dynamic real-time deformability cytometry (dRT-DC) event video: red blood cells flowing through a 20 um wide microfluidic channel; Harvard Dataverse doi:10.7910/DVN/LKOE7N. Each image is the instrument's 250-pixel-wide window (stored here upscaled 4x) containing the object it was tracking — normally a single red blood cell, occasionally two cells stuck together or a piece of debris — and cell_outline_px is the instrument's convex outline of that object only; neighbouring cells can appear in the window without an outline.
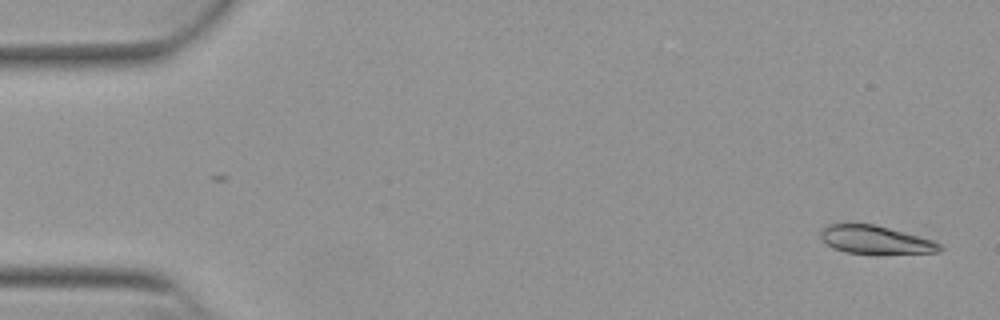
{"species": "Egyptian fruit bat (a non-hibernating species)", "species_latin": "Rousettus aegyptiacus", "temperature_condition": "warm", "stored_images_in_passage": 13, "camera_frame_rate_fps": 3000, "um_per_image_px": 0.085, "animal": {"sex": "female"}, "frame": {"image": 1, "passage_image": 2, "time_ms": 0.333, "image_size_px": [1000, 320], "cell_outline_px": [[944, 248], [936, 252], [876, 256], [844, 252], [832, 248], [820, 236], [820, 232], [828, 224], [872, 224], [888, 228], [932, 240], [940, 244]], "centroid_in_image_um": [74.42, 20.44], "position_along_channel_um": 10.6, "area_um2": 19.94}}